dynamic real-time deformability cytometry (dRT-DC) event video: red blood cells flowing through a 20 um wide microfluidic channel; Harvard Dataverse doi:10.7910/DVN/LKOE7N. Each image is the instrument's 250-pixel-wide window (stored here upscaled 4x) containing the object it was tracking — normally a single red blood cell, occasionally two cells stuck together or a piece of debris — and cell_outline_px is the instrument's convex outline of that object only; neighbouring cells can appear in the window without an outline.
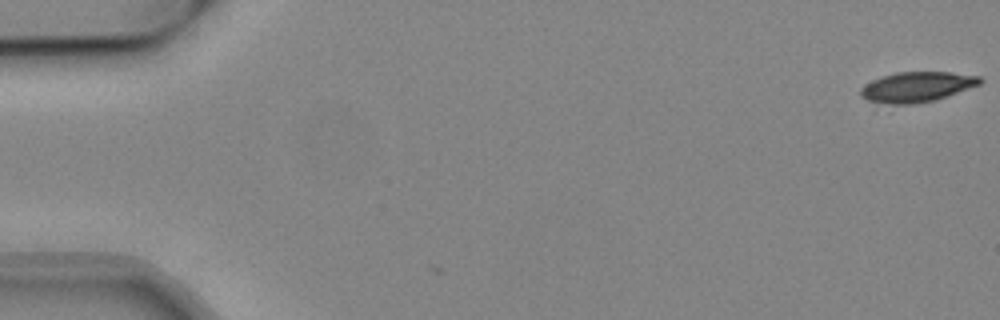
{"species": "common noctule bat (a hibernating species)", "species_latin": "Nyctalus noctula", "temperature_condition": "cold", "stored_images_in_passage": 17, "camera_frame_rate_fps": 3000, "um_per_image_px": 0.085, "animal": {"sex": "male", "body_mass_g": 19.2, "forearm_length_mm": 51.8}, "frame": {"image": 1, "passage_image": 1, "time_ms": 0.0, "image_size_px": [1000, 320], "cell_outline_px": [[984, 80], [980, 84], [936, 100], [916, 104], [888, 104], [868, 100], [860, 96], [860, 88], [864, 84], [872, 80], [896, 72], [948, 72], [980, 76]], "centroid_in_image_um": [77.92, 7.39], "position_along_channel_um": 7.1, "area_um2": 20.98}}
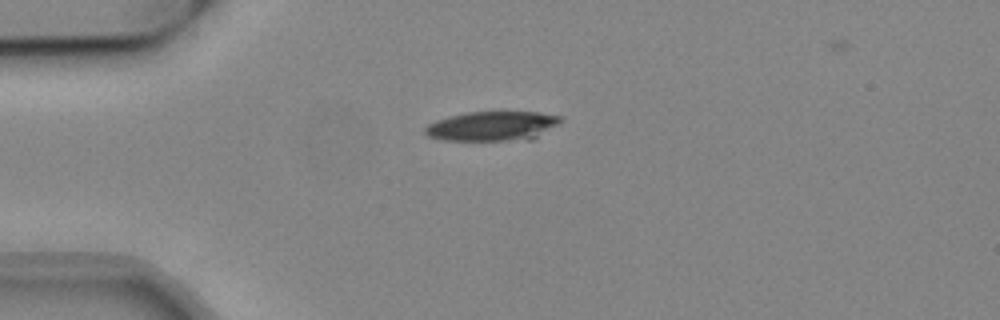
{"frame": {"image": 2, "passage_image": 14, "time_ms": 4.333, "image_size_px": [1000, 320], "cell_outline_px": [[564, 120], [532, 140], [444, 140], [428, 136], [424, 132], [424, 128], [428, 124], [436, 120], [448, 116], [464, 112], [540, 112], [560, 116]], "centroid_in_image_um": [41.84, 10.71], "position_along_channel_um": 43.2, "area_um2": 23.41}}